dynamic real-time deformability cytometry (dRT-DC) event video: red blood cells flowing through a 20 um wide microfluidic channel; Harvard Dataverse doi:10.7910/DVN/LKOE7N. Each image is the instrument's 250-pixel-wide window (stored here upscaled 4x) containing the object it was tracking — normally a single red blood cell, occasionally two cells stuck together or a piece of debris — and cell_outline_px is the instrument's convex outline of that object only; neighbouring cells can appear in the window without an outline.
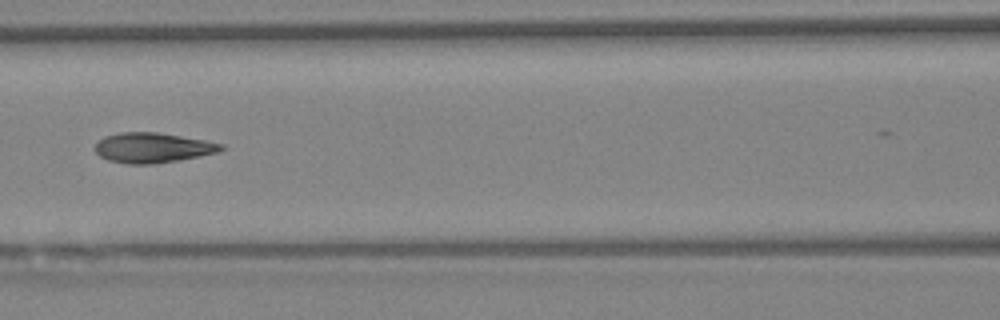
{"species": "Egyptian fruit bat (a non-hibernating species)", "species_latin": "Rousettus aegyptiacus", "temperature_condition": "warm", "stored_images_in_passage": 10, "camera_frame_rate_fps": 3000, "um_per_image_px": 0.085, "animal": {"sex": "female"}, "frame": {"image": 1, "passage_image": 9, "time_ms": 2.667, "image_size_px": [1000, 320], "cell_outline_px": [[224, 148], [216, 152], [176, 160], [152, 164], [128, 164], [108, 160], [100, 156], [96, 152], [96, 144], [104, 136], [120, 132], [156, 132], [204, 140], [224, 144]], "centroid_in_image_um": [12.93, 12.55], "position_along_channel_um": 153.7, "area_um2": 21.68}}
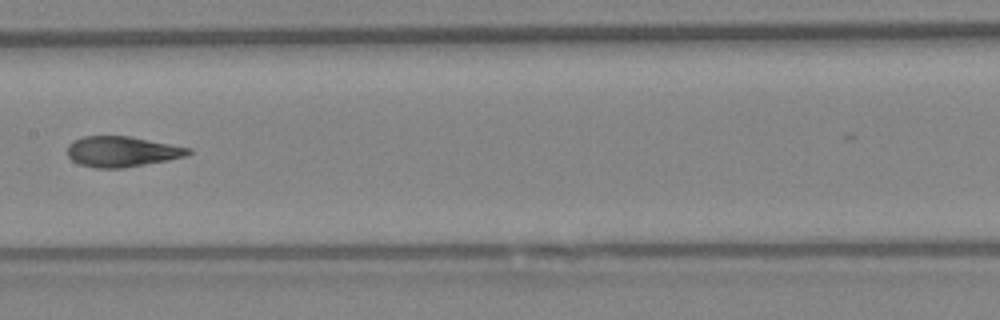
{"frame": {"image": 2, "passage_image": 10, "time_ms": 3.0, "image_size_px": [1000, 320], "cell_outline_px": [[192, 152], [184, 156], [168, 160], [124, 168], [96, 168], [80, 164], [72, 160], [68, 156], [68, 144], [72, 140], [84, 136], [128, 136], [192, 148]], "centroid_in_image_um": [10.35, 12.88], "position_along_channel_um": 197.1, "area_um2": 21.44}}